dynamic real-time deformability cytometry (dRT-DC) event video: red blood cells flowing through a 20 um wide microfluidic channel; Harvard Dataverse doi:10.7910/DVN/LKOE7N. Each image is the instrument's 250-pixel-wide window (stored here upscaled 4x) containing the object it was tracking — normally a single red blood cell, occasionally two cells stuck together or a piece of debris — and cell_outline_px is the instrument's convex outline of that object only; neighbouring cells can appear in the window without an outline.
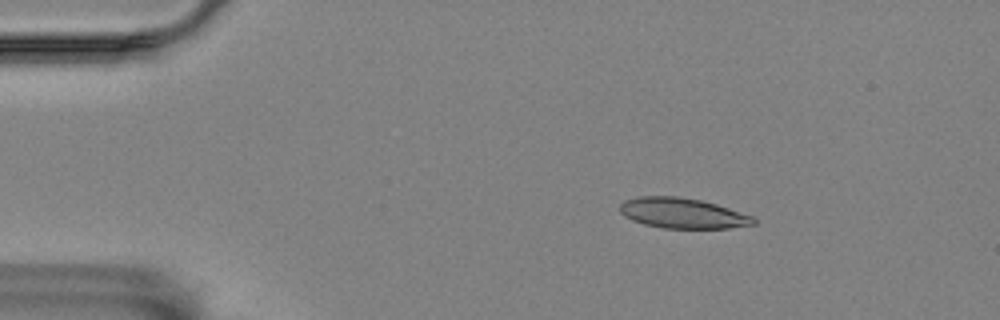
{"species": "Egyptian fruit bat (a non-hibernating species)", "species_latin": "Rousettus aegyptiacus", "temperature_condition": "room temperature", "stored_images_in_passage": 4, "camera_frame_rate_fps": 3000, "um_per_image_px": 0.085, "animal": {"sex": "female"}, "frame": {"image": 1, "passage_image": 2, "time_ms": 1.0, "image_size_px": [1000, 320], "cell_outline_px": [[756, 224], [728, 228], [664, 228], [644, 224], [632, 220], [624, 216], [620, 212], [620, 204], [624, 200], [640, 196], [676, 196], [700, 200], [716, 204], [752, 216], [756, 220]], "centroid_in_image_um": [57.99, 18.12], "position_along_channel_um": 27.0, "area_um2": 23.52}}